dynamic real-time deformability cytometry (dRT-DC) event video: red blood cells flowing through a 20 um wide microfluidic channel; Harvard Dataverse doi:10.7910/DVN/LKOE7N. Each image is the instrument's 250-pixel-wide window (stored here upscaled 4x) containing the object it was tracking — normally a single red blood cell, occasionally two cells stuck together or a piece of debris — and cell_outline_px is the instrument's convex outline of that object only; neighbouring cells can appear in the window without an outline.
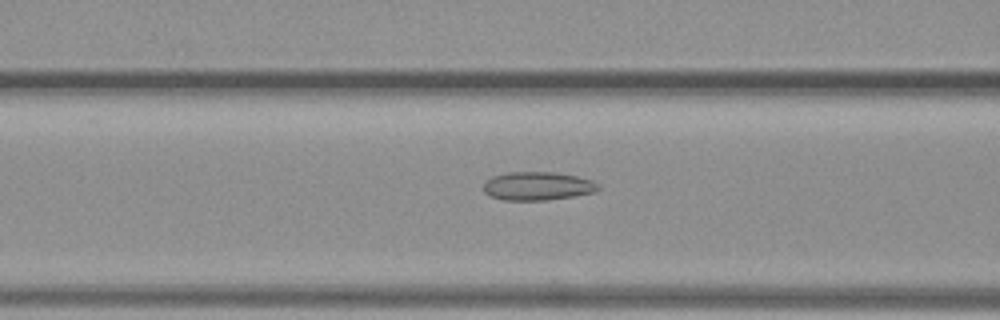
{"species": "common noctule bat (a hibernating species)", "species_latin": "Nyctalus noctula", "temperature_condition": "warm", "stored_images_in_passage": 47, "camera_frame_rate_fps": 3000, "um_per_image_px": 0.085, "animal": {"sex": "female", "body_mass_g": 19.3, "forearm_length_mm": 54.1}, "frame": {"image": 1, "passage_image": 21, "time_ms": 6.667, "image_size_px": [1000, 320], "cell_outline_px": [[600, 188], [596, 192], [576, 196], [548, 200], [504, 200], [492, 196], [484, 192], [484, 180], [492, 176], [508, 172], [556, 172], [576, 176], [592, 180], [600, 184]], "centroid_in_image_um": [45.72, 15.81], "position_along_channel_um": 120.9, "area_um2": 19.25}}
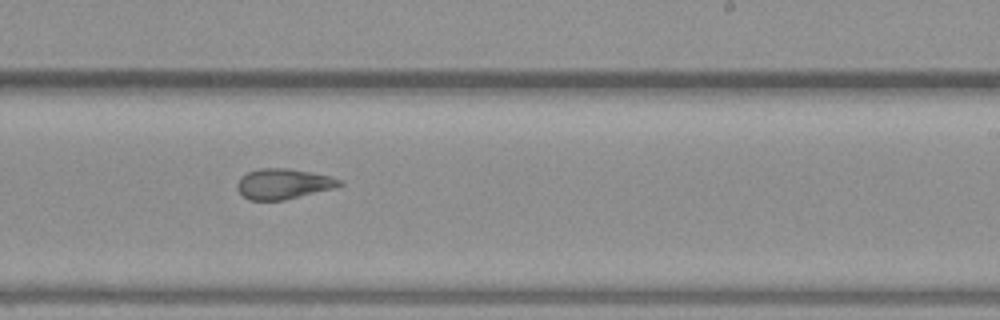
{"frame": {"image": 2, "passage_image": 32, "time_ms": 10.333, "image_size_px": [1000, 320], "cell_outline_px": [[344, 184], [336, 188], [284, 200], [248, 200], [236, 188], [236, 184], [248, 172], [260, 168], [288, 168], [332, 176], [340, 180]], "centroid_in_image_um": [24.12, 15.63], "position_along_channel_um": 264.9, "area_um2": 18.09}}
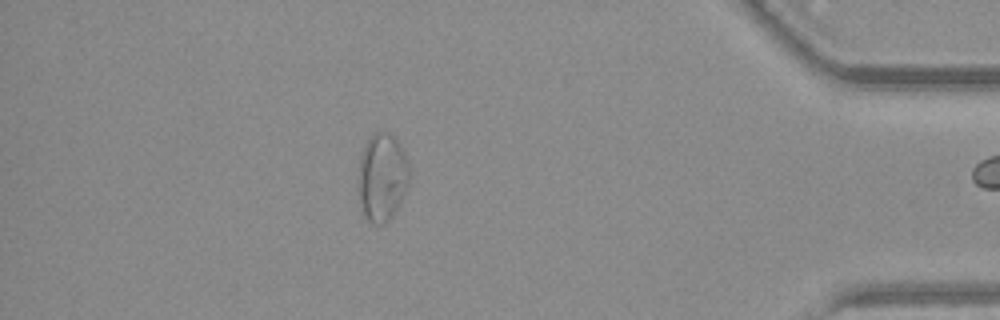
{"frame": {"image": 3, "passage_image": 46, "time_ms": 15.0, "image_size_px": [1000, 320], "cell_outline_px": [[408, 184], [396, 212], [384, 224], [372, 224], [368, 220], [360, 204], [356, 184], [356, 180], [360, 156], [364, 144], [372, 132], [380, 128], [388, 132], [400, 144], [404, 152], [408, 164]], "centroid_in_image_um": [32.43, 15.02], "position_along_channel_um": 402.8, "area_um2": 26.76}}